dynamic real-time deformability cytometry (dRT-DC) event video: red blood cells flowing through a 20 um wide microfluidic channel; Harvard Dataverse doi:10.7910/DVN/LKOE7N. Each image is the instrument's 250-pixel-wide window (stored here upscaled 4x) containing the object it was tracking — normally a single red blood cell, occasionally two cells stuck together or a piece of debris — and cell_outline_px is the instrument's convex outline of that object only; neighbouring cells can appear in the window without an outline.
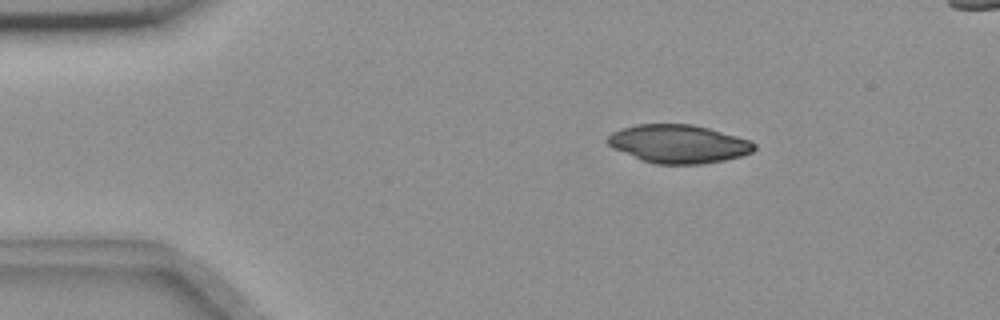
{"species": "common noctule bat (a hibernating species)", "species_latin": "Nyctalus noctula", "temperature_condition": "room temperature", "stored_images_in_passage": 6, "segment_of_instrument_passage": [1, 2], "camera_frame_rate_fps": 3000, "um_per_image_px": 0.085, "animal": {"sex": "female", "body_mass_g": 18.4}, "frame": {"image": 1, "passage_image": 3, "time_ms": 2.333, "image_size_px": [1000, 320], "cell_outline_px": [[756, 148], [752, 152], [740, 156], [724, 160], [700, 164], [656, 164], [640, 160], [612, 148], [604, 140], [612, 132], [620, 128], [636, 124], [692, 124], [708, 128], [752, 140], [756, 144]], "centroid_in_image_um": [57.64, 12.23], "position_along_channel_um": 27.4, "area_um2": 33.0}}